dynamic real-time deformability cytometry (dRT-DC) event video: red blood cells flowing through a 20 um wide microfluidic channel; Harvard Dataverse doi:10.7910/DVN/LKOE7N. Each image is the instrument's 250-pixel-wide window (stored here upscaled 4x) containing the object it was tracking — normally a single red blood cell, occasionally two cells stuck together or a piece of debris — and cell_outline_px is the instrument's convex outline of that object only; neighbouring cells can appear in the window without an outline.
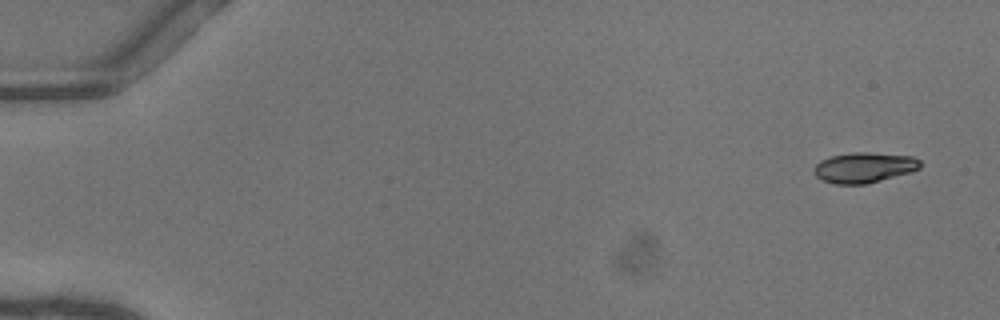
{"species": "common noctule bat (a hibernating species)", "species_latin": "Nyctalus noctula", "temperature_condition": "warm", "stored_images_in_passage": 50, "camera_frame_rate_fps": 3000, "um_per_image_px": 0.085, "animal": {"sex": "female"}, "frame": {"image": 1, "passage_image": 1, "time_ms": 0.0, "image_size_px": [1000, 320], "cell_outline_px": [[920, 168], [912, 172], [868, 184], [836, 184], [824, 180], [816, 176], [816, 164], [820, 160], [832, 156], [852, 152], [864, 152], [912, 156], [920, 160]], "centroid_in_image_um": [73.5, 14.24], "position_along_channel_um": 11.5, "area_um2": 18.67}}
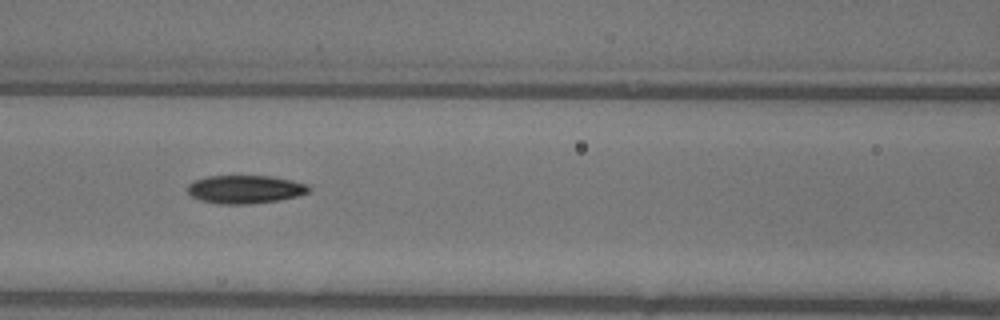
{"frame": {"image": 2, "passage_image": 22, "time_ms": 7.0, "image_size_px": [1000, 320], "cell_outline_px": [[312, 188], [308, 192], [296, 196], [280, 200], [248, 204], [220, 204], [200, 200], [192, 196], [188, 192], [188, 184], [204, 176], [272, 176], [292, 180], [308, 184]], "centroid_in_image_um": [20.85, 16.09], "position_along_channel_um": 145.7, "area_um2": 20.0}}
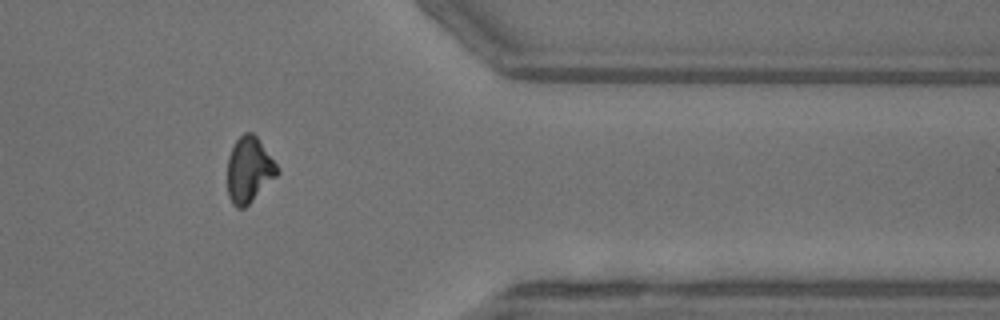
{"frame": {"image": 3, "passage_image": 41, "time_ms": 13.333, "image_size_px": [1000, 320], "cell_outline_px": [[280, 172], [244, 208], [236, 208], [232, 204], [228, 196], [228, 156], [236, 140], [244, 132], [252, 132], [256, 136], [280, 168]], "centroid_in_image_um": [21.17, 14.43], "position_along_channel_um": 390.2, "area_um2": 18.9}, "authors_computed_cell_mechanics": {"area_um2": 19.3341, "velocity_mm_per_s": 4.1167, "shape_relaxation_time_tau1_ms": 6.6744, "shape_relaxation_time_tau2_ms": 5.9185, "deformation_change_tau1": 0.1947, "deformation_change_tau2": 0.1314}}